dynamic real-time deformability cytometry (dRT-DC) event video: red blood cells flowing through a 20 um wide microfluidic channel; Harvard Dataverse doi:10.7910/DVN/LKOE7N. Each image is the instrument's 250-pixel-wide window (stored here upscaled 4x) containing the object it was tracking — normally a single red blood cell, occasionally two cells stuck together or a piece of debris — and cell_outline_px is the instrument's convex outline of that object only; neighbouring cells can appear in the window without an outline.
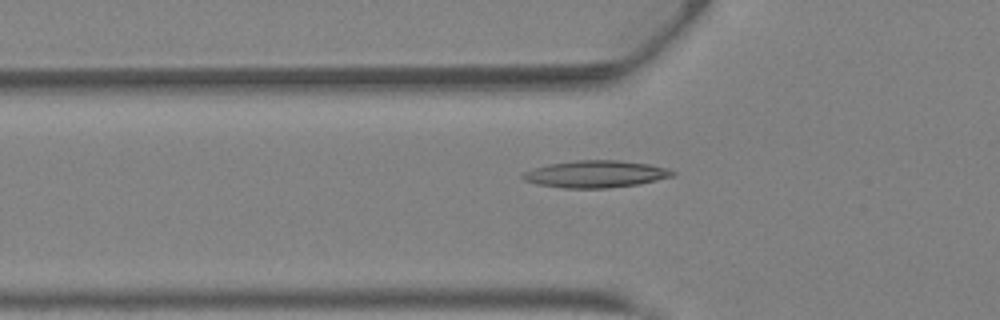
{"species": "Egyptian fruit bat (a non-hibernating species)", "species_latin": "Rousettus aegyptiacus", "temperature_condition": "warm", "stored_images_in_passage": 31, "camera_frame_rate_fps": 3000, "um_per_image_px": 0.085, "animal": {"sex": "female"}, "frame": {"image": 1, "passage_image": 4, "time_ms": 1.0, "image_size_px": [1000, 320], "cell_outline_px": [[676, 172], [672, 176], [640, 184], [608, 188], [564, 188], [536, 184], [524, 180], [520, 176], [524, 172], [548, 164], [576, 160], [620, 160], [648, 164], [668, 168]], "centroid_in_image_um": [50.63, 14.79], "position_along_channel_um": 75.2, "area_um2": 23.58}}
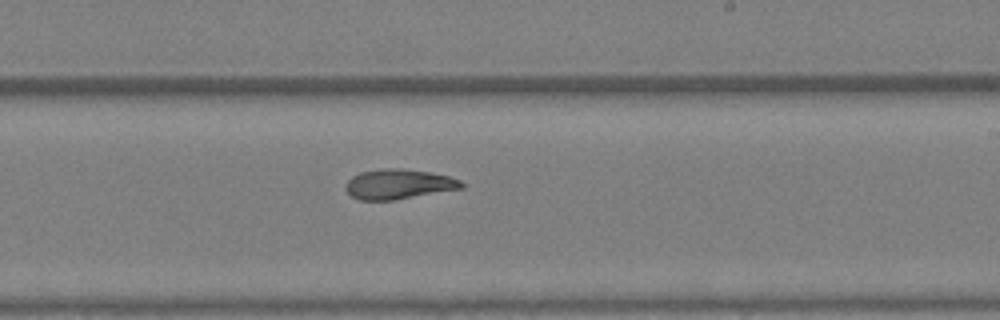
{"frame": {"image": 2, "passage_image": 15, "time_ms": 4.667, "image_size_px": [1000, 320], "cell_outline_px": [[464, 188], [392, 200], [360, 200], [352, 196], [348, 192], [348, 180], [352, 176], [360, 172], [384, 168], [400, 168], [428, 172], [448, 176], [460, 180], [464, 184]], "centroid_in_image_um": [33.9, 15.65], "position_along_channel_um": 255.1, "area_um2": 19.88}}
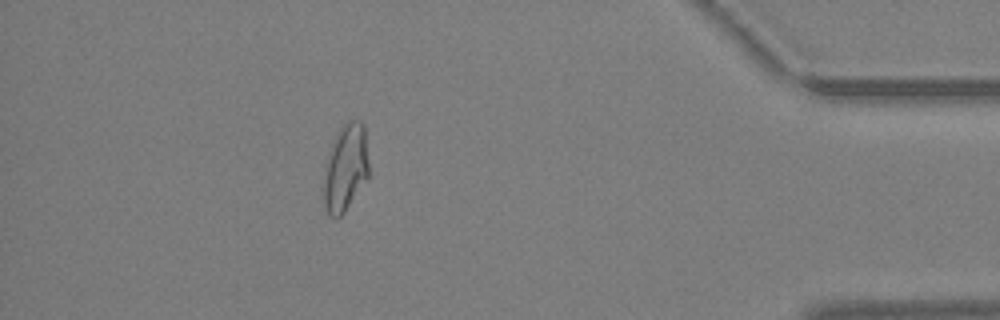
{"frame": {"image": 3, "passage_image": 27, "time_ms": 8.667, "image_size_px": [1000, 320], "cell_outline_px": [[368, 176], [344, 212], [336, 220], [328, 216], [324, 204], [324, 168], [332, 144], [340, 128], [348, 120], [360, 120], [364, 124], [368, 164]], "centroid_in_image_um": [29.35, 14.28], "position_along_channel_um": 405.8, "area_um2": 22.66}}